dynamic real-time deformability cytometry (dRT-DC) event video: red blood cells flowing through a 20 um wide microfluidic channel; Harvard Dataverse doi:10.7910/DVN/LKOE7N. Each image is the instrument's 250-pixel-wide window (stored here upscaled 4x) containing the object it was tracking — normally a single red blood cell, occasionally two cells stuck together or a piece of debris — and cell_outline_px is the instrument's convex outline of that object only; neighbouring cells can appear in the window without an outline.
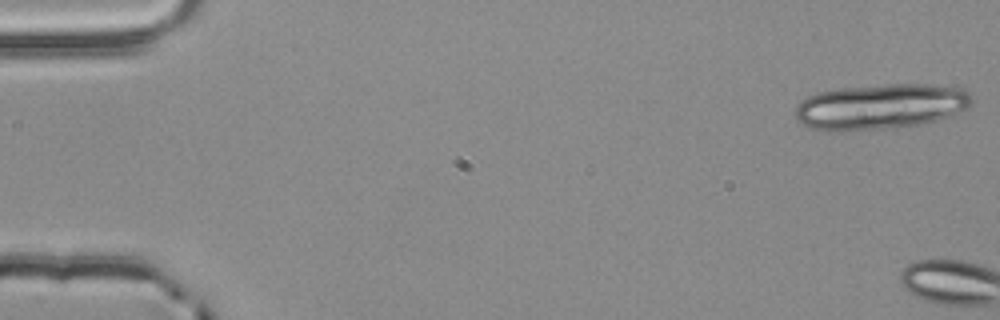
{"species": "common noctule bat (a hibernating species)", "species_latin": "Nyctalus noctula", "temperature_condition": "room temperature", "stored_images_in_passage": 4, "camera_frame_rate_fps": 3000, "um_per_image_px": 0.085, "animal": {"sex": "male", "body_mass_g": 20.4}, "frame": {"image": 1, "passage_image": 1, "time_ms": 0.0, "image_size_px": [1000, 320], "cell_outline_px": [[972, 100], [964, 108], [952, 116], [920, 124], [896, 128], [844, 132], [832, 132], [808, 128], [800, 124], [796, 120], [796, 104], [800, 100], [816, 92], [840, 88], [888, 84], [928, 84], [964, 88], [968, 92]], "centroid_in_image_um": [74.76, 9.08], "position_along_channel_um": 10.2, "area_um2": 47.45}}